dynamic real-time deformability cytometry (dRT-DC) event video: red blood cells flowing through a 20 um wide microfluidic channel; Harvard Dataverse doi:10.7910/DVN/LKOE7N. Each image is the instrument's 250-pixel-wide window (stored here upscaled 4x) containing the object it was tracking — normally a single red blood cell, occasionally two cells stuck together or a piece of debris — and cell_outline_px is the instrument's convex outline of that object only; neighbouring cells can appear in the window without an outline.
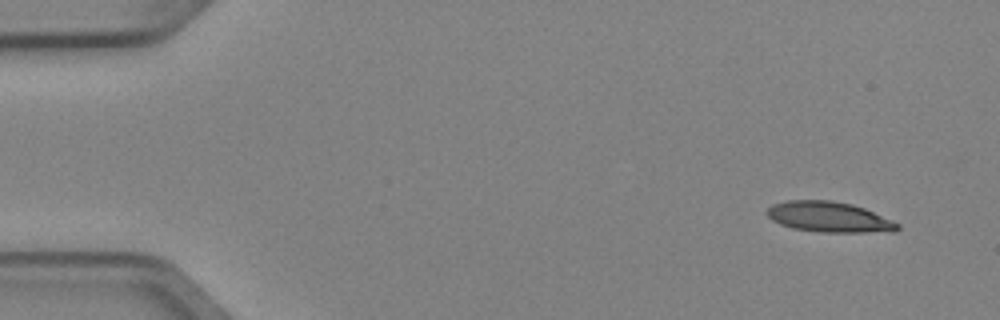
{"species": "Egyptian fruit bat (a non-hibernating species)", "species_latin": "Rousettus aegyptiacus", "temperature_condition": "cold", "stored_images_in_passage": 4, "camera_frame_rate_fps": 3000, "um_per_image_px": 0.085, "animal": {"sex": "female"}, "frame": {"image": 1, "passage_image": 1, "time_ms": 0.0, "image_size_px": [1000, 320], "cell_outline_px": [[900, 228], [896, 232], [820, 232], [792, 228], [780, 224], [772, 220], [768, 216], [768, 208], [772, 204], [788, 200], [832, 200], [852, 204], [864, 208], [892, 220], [900, 224]], "centroid_in_image_um": [70.5, 18.45], "position_along_channel_um": 14.5, "area_um2": 23.24}}
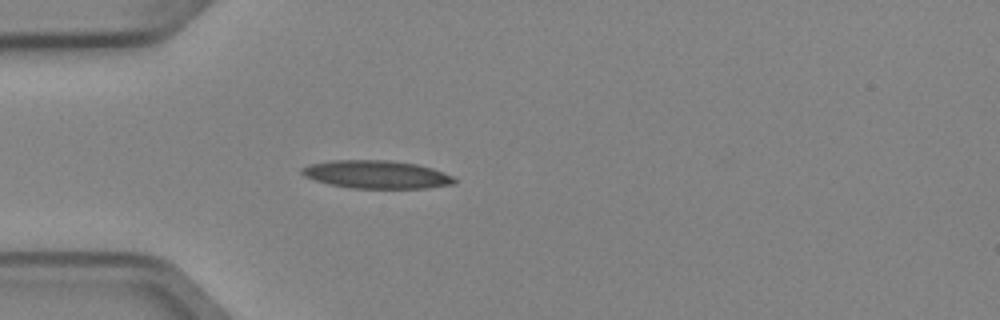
{"frame": {"image": 2, "passage_image": 4, "time_ms": 1.0, "image_size_px": [1000, 320], "cell_outline_px": [[456, 184], [424, 188], [352, 188], [328, 184], [304, 176], [300, 172], [300, 168], [308, 164], [332, 160], [388, 160], [416, 164], [432, 168], [452, 176], [456, 180]], "centroid_in_image_um": [31.97, 14.83], "position_along_channel_um": 53.0, "area_um2": 24.91}}